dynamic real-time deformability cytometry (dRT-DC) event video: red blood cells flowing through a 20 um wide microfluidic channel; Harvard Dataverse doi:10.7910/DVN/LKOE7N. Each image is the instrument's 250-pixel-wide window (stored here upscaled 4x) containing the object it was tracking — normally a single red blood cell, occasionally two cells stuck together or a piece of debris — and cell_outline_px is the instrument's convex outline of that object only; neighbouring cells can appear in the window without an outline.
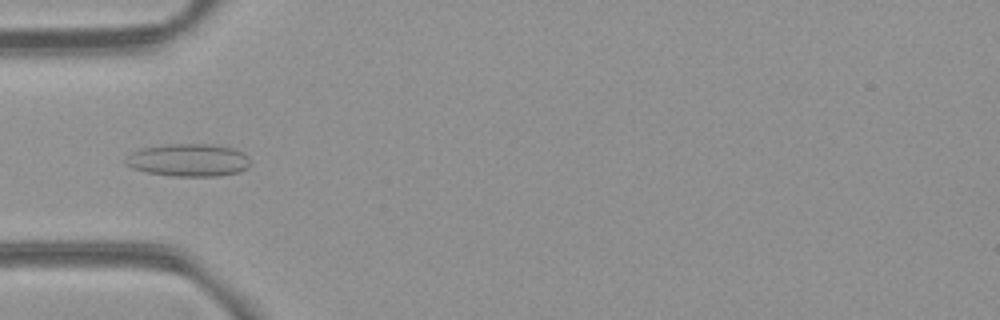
{"species": "common noctule bat (a hibernating species)", "species_latin": "Nyctalus noctula", "temperature_condition": "room temperature", "stored_images_in_passage": 4, "camera_frame_rate_fps": 3000, "um_per_image_px": 0.085, "animal": {"sex": "female", "body_mass_g": 21.9}, "frame": {"image": 1, "passage_image": 3, "time_ms": 2.333, "image_size_px": [1000, 320], "cell_outline_px": [[252, 164], [248, 168], [240, 172], [216, 176], [172, 176], [148, 172], [132, 168], [124, 164], [124, 160], [132, 152], [140, 148], [168, 144], [212, 144], [232, 148], [244, 152], [248, 156]], "centroid_in_image_um": [16.05, 13.61], "position_along_channel_um": 68.9, "area_um2": 23.99}}